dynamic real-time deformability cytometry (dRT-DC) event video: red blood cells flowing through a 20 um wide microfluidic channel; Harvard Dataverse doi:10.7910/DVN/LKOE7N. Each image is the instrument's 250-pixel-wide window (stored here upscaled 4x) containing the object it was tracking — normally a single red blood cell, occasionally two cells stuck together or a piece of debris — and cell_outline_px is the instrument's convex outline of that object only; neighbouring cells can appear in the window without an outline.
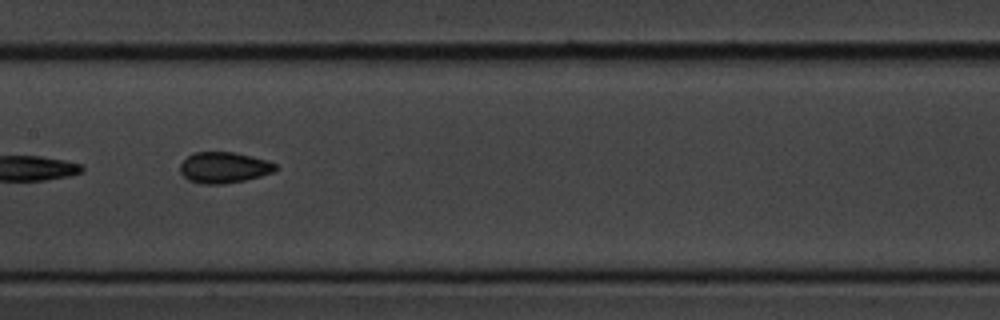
{"species": "common noctule bat (a hibernating species)", "species_latin": "Nyctalus noctula", "temperature_condition": "cold", "stored_images_in_passage": 8, "camera_frame_rate_fps": 3000, "um_per_image_px": 0.085, "animal": {"sex": "male", "body_mass_g": 20.1, "forearm_length_mm": 53.5}, "frame": {"image": 1, "passage_image": 8, "time_ms": 8.0, "image_size_px": [1000, 320], "cell_outline_px": [[280, 168], [272, 172], [260, 176], [244, 180], [224, 184], [200, 184], [188, 180], [180, 172], [180, 164], [188, 156], [196, 152], [236, 152], [268, 160], [276, 164]], "centroid_in_image_um": [19.05, 14.24], "position_along_channel_um": 188.3, "area_um2": 17.34}}